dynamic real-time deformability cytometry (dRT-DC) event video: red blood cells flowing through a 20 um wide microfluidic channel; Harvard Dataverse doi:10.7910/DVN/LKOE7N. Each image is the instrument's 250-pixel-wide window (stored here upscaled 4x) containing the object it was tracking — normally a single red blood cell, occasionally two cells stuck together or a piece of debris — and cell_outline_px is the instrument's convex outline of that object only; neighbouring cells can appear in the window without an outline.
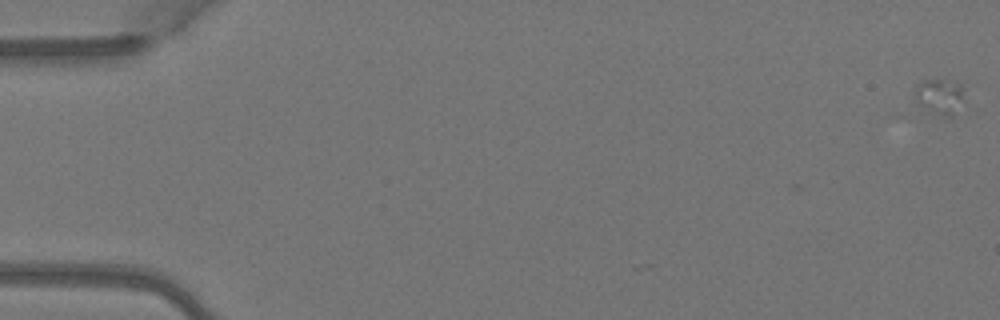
{"species": "Egyptian fruit bat (a non-hibernating species)", "species_latin": "Rousettus aegyptiacus", "temperature_condition": "warm", "stored_images_in_passage": 7, "camera_frame_rate_fps": 3000, "um_per_image_px": 0.085, "animal": {"sex": "female"}, "frame": {"image": 1, "passage_image": 1, "time_ms": 0.0, "image_size_px": [1000, 320], "cell_outline_px": [[964, 88], [952, 116], [948, 120], [928, 112], [916, 100], [916, 84], [920, 80], [956, 80]], "centroid_in_image_um": [79.83, 8.2], "position_along_channel_um": 5.2, "area_um2": 10.17}}
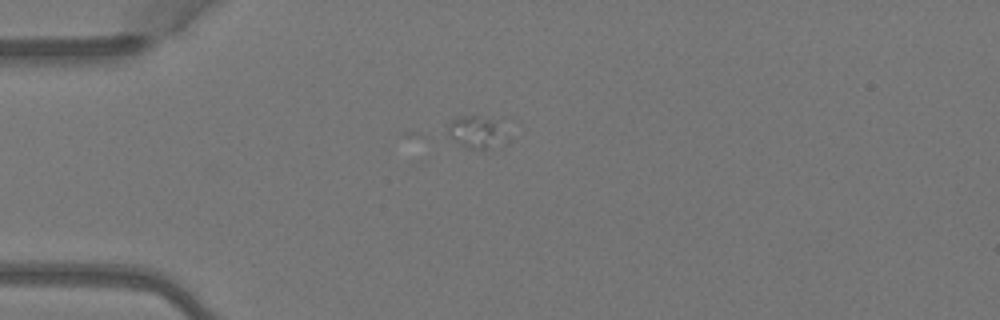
{"frame": {"image": 2, "passage_image": 4, "time_ms": 1.0, "image_size_px": [1000, 320], "cell_outline_px": [[508, 140], [504, 144], [488, 148], [468, 148], [460, 144], [448, 136], [448, 124], [452, 120], [460, 116], [476, 116], [492, 120], [508, 136]], "centroid_in_image_um": [40.49, 11.26], "position_along_channel_um": 44.5, "area_um2": 10.75}}